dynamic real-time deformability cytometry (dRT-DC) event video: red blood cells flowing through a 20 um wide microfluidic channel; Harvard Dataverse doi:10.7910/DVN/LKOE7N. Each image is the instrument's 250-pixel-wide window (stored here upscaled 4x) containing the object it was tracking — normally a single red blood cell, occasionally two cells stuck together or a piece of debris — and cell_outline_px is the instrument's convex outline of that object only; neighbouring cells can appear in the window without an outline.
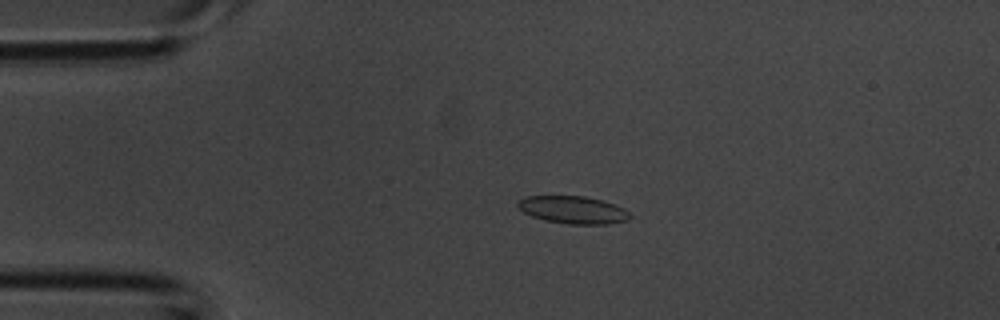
{"species": "common noctule bat (a hibernating species)", "species_latin": "Nyctalus noctula", "temperature_condition": "room temperature", "stored_images_in_passage": 4, "camera_frame_rate_fps": 3000, "um_per_image_px": 0.085, "animal": {"sex": "male", "body_mass_g": 20.1, "forearm_length_mm": 53.5}, "frame": {"image": 1, "passage_image": 3, "time_ms": 0.667, "image_size_px": [1000, 320], "cell_outline_px": [[632, 216], [628, 220], [608, 224], [568, 224], [544, 220], [532, 216], [524, 212], [516, 204], [524, 196], [584, 196], [604, 200], [616, 204], [624, 208]], "centroid_in_image_um": [48.74, 17.83], "position_along_channel_um": 36.3, "area_um2": 18.09}}